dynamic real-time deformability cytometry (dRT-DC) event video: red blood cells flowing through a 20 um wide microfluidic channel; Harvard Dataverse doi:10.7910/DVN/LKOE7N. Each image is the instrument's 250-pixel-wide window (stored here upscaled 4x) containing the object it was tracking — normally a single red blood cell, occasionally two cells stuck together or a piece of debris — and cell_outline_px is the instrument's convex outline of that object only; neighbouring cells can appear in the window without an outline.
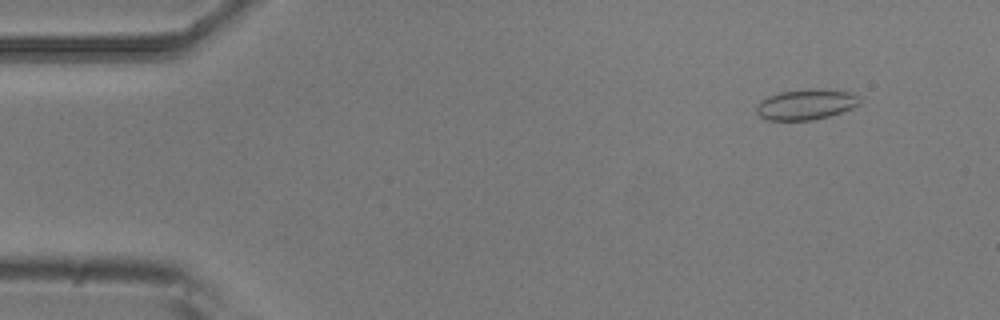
{"species": "common noctule bat (a hibernating species)", "species_latin": "Nyctalus noctula", "temperature_condition": "room temperature", "stored_images_in_passage": 53, "camera_frame_rate_fps": 3000, "um_per_image_px": 0.085, "animal": {"sex": "male", "body_mass_g": 20.5, "forearm_length_mm": 52.5}, "frame": {"image": 1, "passage_image": 5, "time_ms": 1.333, "image_size_px": [1000, 320], "cell_outline_px": [[860, 104], [852, 108], [828, 116], [812, 120], [768, 120], [760, 116], [756, 112], [756, 108], [760, 100], [768, 96], [780, 92], [808, 88], [820, 88], [852, 92], [860, 96]], "centroid_in_image_um": [68.53, 8.85], "position_along_channel_um": 16.5, "area_um2": 18.55}}
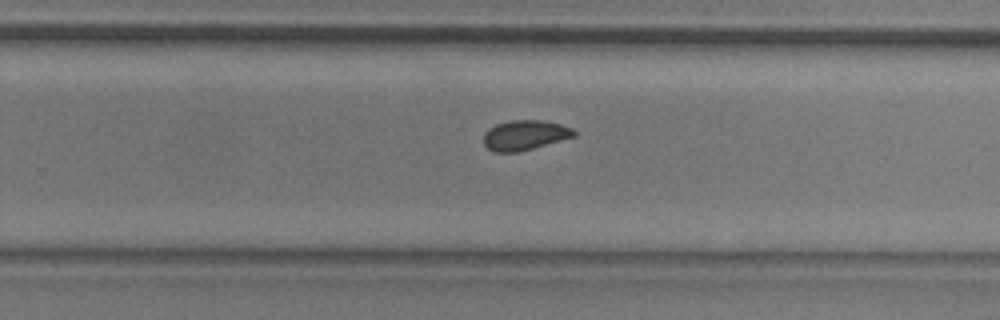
{"frame": {"image": 2, "passage_image": 34, "time_ms": 11.0, "image_size_px": [1000, 320], "cell_outline_px": [[576, 136], [532, 148], [516, 152], [496, 152], [488, 148], [484, 144], [484, 132], [488, 128], [496, 124], [512, 120], [544, 120], [560, 124], [572, 128], [576, 132]], "centroid_in_image_um": [44.6, 11.47], "position_along_channel_um": 285.2, "area_um2": 15.66}}
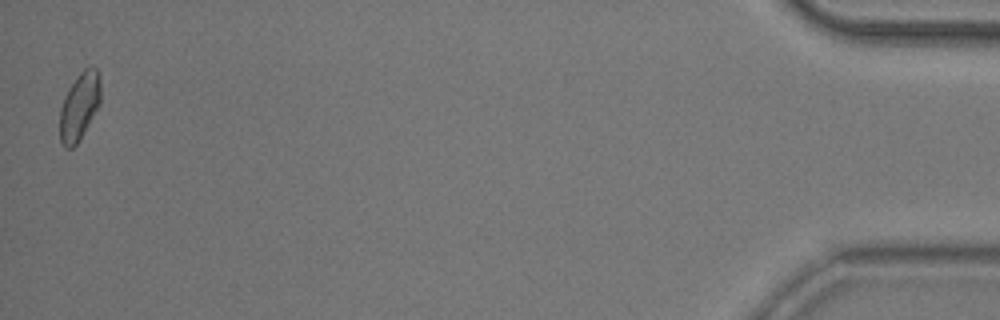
{"frame": {"image": 3, "passage_image": 53, "time_ms": 17.333, "image_size_px": [1000, 320], "cell_outline_px": [[100, 104], [80, 140], [72, 148], [64, 148], [60, 140], [60, 108], [64, 96], [68, 88], [80, 72], [84, 68], [96, 68], [100, 80]], "centroid_in_image_um": [6.74, 9.06], "position_along_channel_um": 428.5, "area_um2": 16.07}, "authors_computed_cell_mechanics": {"area_um2": 16.0684, "velocity_mm_per_s": 3.7597, "shape_relaxation_time_tau1_ms": null, "shape_relaxation_time_tau2_ms": 1.6814, "deformation_change_tau1": null, "deformation_change_tau2": 0.0623}}